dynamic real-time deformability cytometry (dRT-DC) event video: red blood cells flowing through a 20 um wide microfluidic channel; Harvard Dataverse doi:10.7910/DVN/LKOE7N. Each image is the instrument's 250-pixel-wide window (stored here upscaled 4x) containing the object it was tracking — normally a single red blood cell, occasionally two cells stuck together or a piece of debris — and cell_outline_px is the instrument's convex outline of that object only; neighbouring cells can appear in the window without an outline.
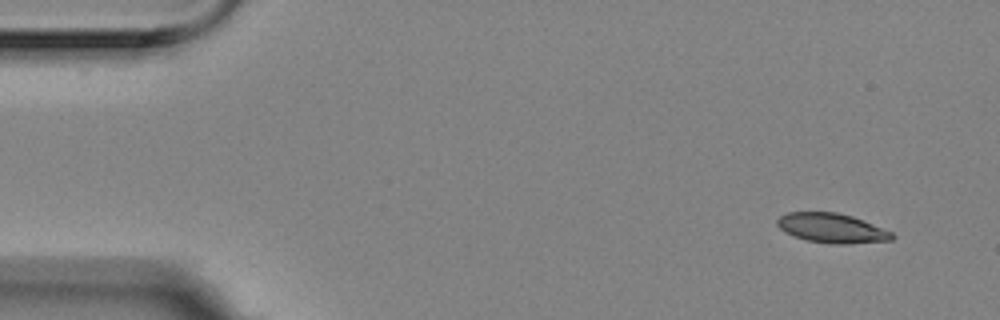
{"species": "Egyptian fruit bat (a non-hibernating species)", "species_latin": "Rousettus aegyptiacus", "temperature_condition": "room temperature", "stored_images_in_passage": 7, "camera_frame_rate_fps": 3000, "um_per_image_px": 0.085, "animal": {"sex": "female"}, "frame": {"image": 1, "passage_image": 1, "time_ms": 0.0, "image_size_px": [1000, 320], "cell_outline_px": [[896, 236], [892, 240], [848, 244], [828, 244], [804, 240], [792, 236], [784, 232], [776, 224], [776, 220], [780, 216], [788, 212], [836, 212], [852, 216], [892, 232]], "centroid_in_image_um": [70.67, 19.4], "position_along_channel_um": 14.3, "area_um2": 19.94}}
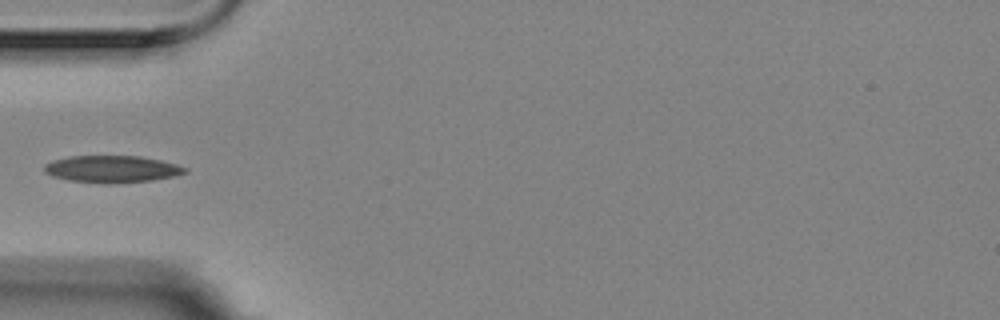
{"frame": {"image": 2, "passage_image": 5, "time_ms": 1.333, "image_size_px": [1000, 320], "cell_outline_px": [[188, 172], [172, 176], [152, 180], [108, 184], [104, 184], [68, 180], [52, 176], [44, 172], [44, 164], [52, 160], [72, 156], [140, 156], [160, 160], [176, 164], [188, 168]], "centroid_in_image_um": [9.49, 14.37], "position_along_channel_um": 75.5, "area_um2": 22.2}}
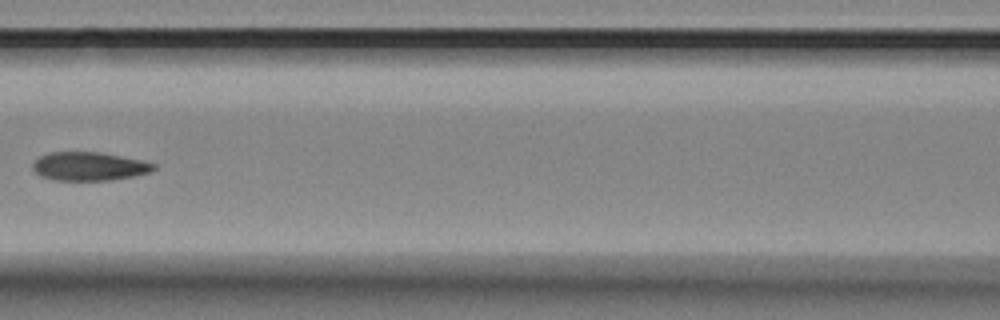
{"frame": {"image": 3, "passage_image": 7, "time_ms": 2.0, "image_size_px": [1000, 320], "cell_outline_px": [[156, 168], [152, 172], [112, 180], [52, 180], [40, 176], [32, 168], [32, 164], [40, 156], [52, 152], [100, 152], [140, 160], [156, 164]], "centroid_in_image_um": [7.57, 14.14], "position_along_channel_um": 159.0, "area_um2": 20.06}}